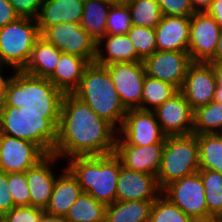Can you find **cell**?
I'll use <instances>...</instances> for the list:
<instances>
[{
    "mask_svg": "<svg viewBox=\"0 0 222 222\" xmlns=\"http://www.w3.org/2000/svg\"><path fill=\"white\" fill-rule=\"evenodd\" d=\"M117 135L118 130L87 103L73 93L64 94L53 154L63 161L74 156L111 154Z\"/></svg>",
    "mask_w": 222,
    "mask_h": 222,
    "instance_id": "obj_1",
    "label": "cell"
},
{
    "mask_svg": "<svg viewBox=\"0 0 222 222\" xmlns=\"http://www.w3.org/2000/svg\"><path fill=\"white\" fill-rule=\"evenodd\" d=\"M64 162L83 192L105 205L116 201V185L122 163L115 153L74 156Z\"/></svg>",
    "mask_w": 222,
    "mask_h": 222,
    "instance_id": "obj_2",
    "label": "cell"
},
{
    "mask_svg": "<svg viewBox=\"0 0 222 222\" xmlns=\"http://www.w3.org/2000/svg\"><path fill=\"white\" fill-rule=\"evenodd\" d=\"M73 94L117 130L121 128L127 110L120 101L106 66L90 63Z\"/></svg>",
    "mask_w": 222,
    "mask_h": 222,
    "instance_id": "obj_3",
    "label": "cell"
},
{
    "mask_svg": "<svg viewBox=\"0 0 222 222\" xmlns=\"http://www.w3.org/2000/svg\"><path fill=\"white\" fill-rule=\"evenodd\" d=\"M60 112L24 111L14 106L0 109V133L37 144L53 154Z\"/></svg>",
    "mask_w": 222,
    "mask_h": 222,
    "instance_id": "obj_4",
    "label": "cell"
},
{
    "mask_svg": "<svg viewBox=\"0 0 222 222\" xmlns=\"http://www.w3.org/2000/svg\"><path fill=\"white\" fill-rule=\"evenodd\" d=\"M63 96L64 93L49 79L35 77L23 71H13L3 106L33 112H60Z\"/></svg>",
    "mask_w": 222,
    "mask_h": 222,
    "instance_id": "obj_5",
    "label": "cell"
},
{
    "mask_svg": "<svg viewBox=\"0 0 222 222\" xmlns=\"http://www.w3.org/2000/svg\"><path fill=\"white\" fill-rule=\"evenodd\" d=\"M199 171L197 135L166 136L157 181L161 189Z\"/></svg>",
    "mask_w": 222,
    "mask_h": 222,
    "instance_id": "obj_6",
    "label": "cell"
},
{
    "mask_svg": "<svg viewBox=\"0 0 222 222\" xmlns=\"http://www.w3.org/2000/svg\"><path fill=\"white\" fill-rule=\"evenodd\" d=\"M41 36L37 21L18 18L0 28V66L22 71L31 56L32 49Z\"/></svg>",
    "mask_w": 222,
    "mask_h": 222,
    "instance_id": "obj_7",
    "label": "cell"
},
{
    "mask_svg": "<svg viewBox=\"0 0 222 222\" xmlns=\"http://www.w3.org/2000/svg\"><path fill=\"white\" fill-rule=\"evenodd\" d=\"M162 194L195 222H216L208 214L199 171L169 183L162 189Z\"/></svg>",
    "mask_w": 222,
    "mask_h": 222,
    "instance_id": "obj_8",
    "label": "cell"
},
{
    "mask_svg": "<svg viewBox=\"0 0 222 222\" xmlns=\"http://www.w3.org/2000/svg\"><path fill=\"white\" fill-rule=\"evenodd\" d=\"M165 138L154 111L129 109L118 130L116 144L146 146L165 143Z\"/></svg>",
    "mask_w": 222,
    "mask_h": 222,
    "instance_id": "obj_9",
    "label": "cell"
},
{
    "mask_svg": "<svg viewBox=\"0 0 222 222\" xmlns=\"http://www.w3.org/2000/svg\"><path fill=\"white\" fill-rule=\"evenodd\" d=\"M120 101L126 110L140 109L146 71L143 61L106 65Z\"/></svg>",
    "mask_w": 222,
    "mask_h": 222,
    "instance_id": "obj_10",
    "label": "cell"
},
{
    "mask_svg": "<svg viewBox=\"0 0 222 222\" xmlns=\"http://www.w3.org/2000/svg\"><path fill=\"white\" fill-rule=\"evenodd\" d=\"M41 36L62 53L76 55L90 63L96 58V43L79 23L61 22L48 27Z\"/></svg>",
    "mask_w": 222,
    "mask_h": 222,
    "instance_id": "obj_11",
    "label": "cell"
},
{
    "mask_svg": "<svg viewBox=\"0 0 222 222\" xmlns=\"http://www.w3.org/2000/svg\"><path fill=\"white\" fill-rule=\"evenodd\" d=\"M222 27L206 12L190 17L188 54L192 62L208 63L215 54Z\"/></svg>",
    "mask_w": 222,
    "mask_h": 222,
    "instance_id": "obj_12",
    "label": "cell"
},
{
    "mask_svg": "<svg viewBox=\"0 0 222 222\" xmlns=\"http://www.w3.org/2000/svg\"><path fill=\"white\" fill-rule=\"evenodd\" d=\"M47 154L35 143L0 133V171L22 173Z\"/></svg>",
    "mask_w": 222,
    "mask_h": 222,
    "instance_id": "obj_13",
    "label": "cell"
},
{
    "mask_svg": "<svg viewBox=\"0 0 222 222\" xmlns=\"http://www.w3.org/2000/svg\"><path fill=\"white\" fill-rule=\"evenodd\" d=\"M143 63L146 75L168 82L181 90L188 67L193 62L188 52L156 51Z\"/></svg>",
    "mask_w": 222,
    "mask_h": 222,
    "instance_id": "obj_14",
    "label": "cell"
},
{
    "mask_svg": "<svg viewBox=\"0 0 222 222\" xmlns=\"http://www.w3.org/2000/svg\"><path fill=\"white\" fill-rule=\"evenodd\" d=\"M59 162L63 164L57 155L47 154L26 171V180L30 190V206L44 210L48 206L56 177L60 174L59 171L66 168L65 162L63 167L57 168L56 164Z\"/></svg>",
    "mask_w": 222,
    "mask_h": 222,
    "instance_id": "obj_15",
    "label": "cell"
},
{
    "mask_svg": "<svg viewBox=\"0 0 222 222\" xmlns=\"http://www.w3.org/2000/svg\"><path fill=\"white\" fill-rule=\"evenodd\" d=\"M154 112L166 136L193 134L194 110L180 90Z\"/></svg>",
    "mask_w": 222,
    "mask_h": 222,
    "instance_id": "obj_16",
    "label": "cell"
},
{
    "mask_svg": "<svg viewBox=\"0 0 222 222\" xmlns=\"http://www.w3.org/2000/svg\"><path fill=\"white\" fill-rule=\"evenodd\" d=\"M216 79L212 66L205 62H193L187 71L184 84L180 90L191 108L209 104L214 100Z\"/></svg>",
    "mask_w": 222,
    "mask_h": 222,
    "instance_id": "obj_17",
    "label": "cell"
},
{
    "mask_svg": "<svg viewBox=\"0 0 222 222\" xmlns=\"http://www.w3.org/2000/svg\"><path fill=\"white\" fill-rule=\"evenodd\" d=\"M162 194L157 177L121 167L116 185V201H152Z\"/></svg>",
    "mask_w": 222,
    "mask_h": 222,
    "instance_id": "obj_18",
    "label": "cell"
},
{
    "mask_svg": "<svg viewBox=\"0 0 222 222\" xmlns=\"http://www.w3.org/2000/svg\"><path fill=\"white\" fill-rule=\"evenodd\" d=\"M165 143H155L146 146L131 144H116L114 153L119 157L122 166L157 176Z\"/></svg>",
    "mask_w": 222,
    "mask_h": 222,
    "instance_id": "obj_19",
    "label": "cell"
},
{
    "mask_svg": "<svg viewBox=\"0 0 222 222\" xmlns=\"http://www.w3.org/2000/svg\"><path fill=\"white\" fill-rule=\"evenodd\" d=\"M190 17L163 15L155 27L157 51L188 52Z\"/></svg>",
    "mask_w": 222,
    "mask_h": 222,
    "instance_id": "obj_20",
    "label": "cell"
},
{
    "mask_svg": "<svg viewBox=\"0 0 222 222\" xmlns=\"http://www.w3.org/2000/svg\"><path fill=\"white\" fill-rule=\"evenodd\" d=\"M83 9L84 0H44L36 18L40 33L61 22L80 24Z\"/></svg>",
    "mask_w": 222,
    "mask_h": 222,
    "instance_id": "obj_21",
    "label": "cell"
},
{
    "mask_svg": "<svg viewBox=\"0 0 222 222\" xmlns=\"http://www.w3.org/2000/svg\"><path fill=\"white\" fill-rule=\"evenodd\" d=\"M82 192L77 179L65 168L56 177L49 204L44 212L53 216L65 217Z\"/></svg>",
    "mask_w": 222,
    "mask_h": 222,
    "instance_id": "obj_22",
    "label": "cell"
},
{
    "mask_svg": "<svg viewBox=\"0 0 222 222\" xmlns=\"http://www.w3.org/2000/svg\"><path fill=\"white\" fill-rule=\"evenodd\" d=\"M142 61L127 34H106L96 44L95 63L106 66L112 63Z\"/></svg>",
    "mask_w": 222,
    "mask_h": 222,
    "instance_id": "obj_23",
    "label": "cell"
},
{
    "mask_svg": "<svg viewBox=\"0 0 222 222\" xmlns=\"http://www.w3.org/2000/svg\"><path fill=\"white\" fill-rule=\"evenodd\" d=\"M89 64L85 58L62 53L53 74L48 79L64 94L73 93L78 88Z\"/></svg>",
    "mask_w": 222,
    "mask_h": 222,
    "instance_id": "obj_24",
    "label": "cell"
},
{
    "mask_svg": "<svg viewBox=\"0 0 222 222\" xmlns=\"http://www.w3.org/2000/svg\"><path fill=\"white\" fill-rule=\"evenodd\" d=\"M62 52L45 38L40 36L31 52L30 59L23 72L39 77L49 78L60 59Z\"/></svg>",
    "mask_w": 222,
    "mask_h": 222,
    "instance_id": "obj_25",
    "label": "cell"
},
{
    "mask_svg": "<svg viewBox=\"0 0 222 222\" xmlns=\"http://www.w3.org/2000/svg\"><path fill=\"white\" fill-rule=\"evenodd\" d=\"M112 4L108 0H84L80 26L97 44L107 34V17Z\"/></svg>",
    "mask_w": 222,
    "mask_h": 222,
    "instance_id": "obj_26",
    "label": "cell"
},
{
    "mask_svg": "<svg viewBox=\"0 0 222 222\" xmlns=\"http://www.w3.org/2000/svg\"><path fill=\"white\" fill-rule=\"evenodd\" d=\"M152 201H115L106 205L105 222H149Z\"/></svg>",
    "mask_w": 222,
    "mask_h": 222,
    "instance_id": "obj_27",
    "label": "cell"
},
{
    "mask_svg": "<svg viewBox=\"0 0 222 222\" xmlns=\"http://www.w3.org/2000/svg\"><path fill=\"white\" fill-rule=\"evenodd\" d=\"M105 217L106 205L89 193L82 192L64 219L67 222H105Z\"/></svg>",
    "mask_w": 222,
    "mask_h": 222,
    "instance_id": "obj_28",
    "label": "cell"
},
{
    "mask_svg": "<svg viewBox=\"0 0 222 222\" xmlns=\"http://www.w3.org/2000/svg\"><path fill=\"white\" fill-rule=\"evenodd\" d=\"M199 175L205 188L208 214L216 222H222V174L214 170L199 169Z\"/></svg>",
    "mask_w": 222,
    "mask_h": 222,
    "instance_id": "obj_29",
    "label": "cell"
},
{
    "mask_svg": "<svg viewBox=\"0 0 222 222\" xmlns=\"http://www.w3.org/2000/svg\"><path fill=\"white\" fill-rule=\"evenodd\" d=\"M199 169L218 171L222 174V137L218 133L197 135Z\"/></svg>",
    "mask_w": 222,
    "mask_h": 222,
    "instance_id": "obj_30",
    "label": "cell"
},
{
    "mask_svg": "<svg viewBox=\"0 0 222 222\" xmlns=\"http://www.w3.org/2000/svg\"><path fill=\"white\" fill-rule=\"evenodd\" d=\"M222 131V104L212 101L194 110L193 134H212Z\"/></svg>",
    "mask_w": 222,
    "mask_h": 222,
    "instance_id": "obj_31",
    "label": "cell"
},
{
    "mask_svg": "<svg viewBox=\"0 0 222 222\" xmlns=\"http://www.w3.org/2000/svg\"><path fill=\"white\" fill-rule=\"evenodd\" d=\"M178 91L172 84L146 75L143 82L141 110L154 111Z\"/></svg>",
    "mask_w": 222,
    "mask_h": 222,
    "instance_id": "obj_32",
    "label": "cell"
},
{
    "mask_svg": "<svg viewBox=\"0 0 222 222\" xmlns=\"http://www.w3.org/2000/svg\"><path fill=\"white\" fill-rule=\"evenodd\" d=\"M128 7L135 26L155 28L163 17L157 0H131Z\"/></svg>",
    "mask_w": 222,
    "mask_h": 222,
    "instance_id": "obj_33",
    "label": "cell"
},
{
    "mask_svg": "<svg viewBox=\"0 0 222 222\" xmlns=\"http://www.w3.org/2000/svg\"><path fill=\"white\" fill-rule=\"evenodd\" d=\"M149 222H195L161 194L152 204Z\"/></svg>",
    "mask_w": 222,
    "mask_h": 222,
    "instance_id": "obj_34",
    "label": "cell"
},
{
    "mask_svg": "<svg viewBox=\"0 0 222 222\" xmlns=\"http://www.w3.org/2000/svg\"><path fill=\"white\" fill-rule=\"evenodd\" d=\"M127 35L142 61L157 51L155 28L132 25Z\"/></svg>",
    "mask_w": 222,
    "mask_h": 222,
    "instance_id": "obj_35",
    "label": "cell"
},
{
    "mask_svg": "<svg viewBox=\"0 0 222 222\" xmlns=\"http://www.w3.org/2000/svg\"><path fill=\"white\" fill-rule=\"evenodd\" d=\"M107 34H127L132 26L128 5H112L107 17Z\"/></svg>",
    "mask_w": 222,
    "mask_h": 222,
    "instance_id": "obj_36",
    "label": "cell"
},
{
    "mask_svg": "<svg viewBox=\"0 0 222 222\" xmlns=\"http://www.w3.org/2000/svg\"><path fill=\"white\" fill-rule=\"evenodd\" d=\"M8 188L15 207L30 206V190L26 172L8 173Z\"/></svg>",
    "mask_w": 222,
    "mask_h": 222,
    "instance_id": "obj_37",
    "label": "cell"
},
{
    "mask_svg": "<svg viewBox=\"0 0 222 222\" xmlns=\"http://www.w3.org/2000/svg\"><path fill=\"white\" fill-rule=\"evenodd\" d=\"M44 209L33 206H19L12 208L2 217L5 222H40Z\"/></svg>",
    "mask_w": 222,
    "mask_h": 222,
    "instance_id": "obj_38",
    "label": "cell"
},
{
    "mask_svg": "<svg viewBox=\"0 0 222 222\" xmlns=\"http://www.w3.org/2000/svg\"><path fill=\"white\" fill-rule=\"evenodd\" d=\"M162 14L166 16L191 17L195 12L190 0H157Z\"/></svg>",
    "mask_w": 222,
    "mask_h": 222,
    "instance_id": "obj_39",
    "label": "cell"
},
{
    "mask_svg": "<svg viewBox=\"0 0 222 222\" xmlns=\"http://www.w3.org/2000/svg\"><path fill=\"white\" fill-rule=\"evenodd\" d=\"M20 18L35 19L44 0H9Z\"/></svg>",
    "mask_w": 222,
    "mask_h": 222,
    "instance_id": "obj_40",
    "label": "cell"
},
{
    "mask_svg": "<svg viewBox=\"0 0 222 222\" xmlns=\"http://www.w3.org/2000/svg\"><path fill=\"white\" fill-rule=\"evenodd\" d=\"M14 207L8 188V173L0 172V216H3Z\"/></svg>",
    "mask_w": 222,
    "mask_h": 222,
    "instance_id": "obj_41",
    "label": "cell"
},
{
    "mask_svg": "<svg viewBox=\"0 0 222 222\" xmlns=\"http://www.w3.org/2000/svg\"><path fill=\"white\" fill-rule=\"evenodd\" d=\"M19 16L16 14L9 0H0V28L16 21Z\"/></svg>",
    "mask_w": 222,
    "mask_h": 222,
    "instance_id": "obj_42",
    "label": "cell"
},
{
    "mask_svg": "<svg viewBox=\"0 0 222 222\" xmlns=\"http://www.w3.org/2000/svg\"><path fill=\"white\" fill-rule=\"evenodd\" d=\"M214 71L216 79V90L214 101L222 104V62H208Z\"/></svg>",
    "mask_w": 222,
    "mask_h": 222,
    "instance_id": "obj_43",
    "label": "cell"
},
{
    "mask_svg": "<svg viewBox=\"0 0 222 222\" xmlns=\"http://www.w3.org/2000/svg\"><path fill=\"white\" fill-rule=\"evenodd\" d=\"M8 69L10 70L11 68L0 66V109L5 104L7 85L13 75L10 72L5 71H8ZM6 73L9 74L6 75Z\"/></svg>",
    "mask_w": 222,
    "mask_h": 222,
    "instance_id": "obj_44",
    "label": "cell"
},
{
    "mask_svg": "<svg viewBox=\"0 0 222 222\" xmlns=\"http://www.w3.org/2000/svg\"><path fill=\"white\" fill-rule=\"evenodd\" d=\"M206 13L222 27V0H213Z\"/></svg>",
    "mask_w": 222,
    "mask_h": 222,
    "instance_id": "obj_45",
    "label": "cell"
},
{
    "mask_svg": "<svg viewBox=\"0 0 222 222\" xmlns=\"http://www.w3.org/2000/svg\"><path fill=\"white\" fill-rule=\"evenodd\" d=\"M213 0H190L194 12H206Z\"/></svg>",
    "mask_w": 222,
    "mask_h": 222,
    "instance_id": "obj_46",
    "label": "cell"
},
{
    "mask_svg": "<svg viewBox=\"0 0 222 222\" xmlns=\"http://www.w3.org/2000/svg\"><path fill=\"white\" fill-rule=\"evenodd\" d=\"M209 62H222V30L220 32L214 57Z\"/></svg>",
    "mask_w": 222,
    "mask_h": 222,
    "instance_id": "obj_47",
    "label": "cell"
},
{
    "mask_svg": "<svg viewBox=\"0 0 222 222\" xmlns=\"http://www.w3.org/2000/svg\"><path fill=\"white\" fill-rule=\"evenodd\" d=\"M40 222H67L64 217H58L44 213Z\"/></svg>",
    "mask_w": 222,
    "mask_h": 222,
    "instance_id": "obj_48",
    "label": "cell"
},
{
    "mask_svg": "<svg viewBox=\"0 0 222 222\" xmlns=\"http://www.w3.org/2000/svg\"><path fill=\"white\" fill-rule=\"evenodd\" d=\"M112 5H128L131 0H108Z\"/></svg>",
    "mask_w": 222,
    "mask_h": 222,
    "instance_id": "obj_49",
    "label": "cell"
},
{
    "mask_svg": "<svg viewBox=\"0 0 222 222\" xmlns=\"http://www.w3.org/2000/svg\"><path fill=\"white\" fill-rule=\"evenodd\" d=\"M0 222H5L2 216H0Z\"/></svg>",
    "mask_w": 222,
    "mask_h": 222,
    "instance_id": "obj_50",
    "label": "cell"
}]
</instances>
